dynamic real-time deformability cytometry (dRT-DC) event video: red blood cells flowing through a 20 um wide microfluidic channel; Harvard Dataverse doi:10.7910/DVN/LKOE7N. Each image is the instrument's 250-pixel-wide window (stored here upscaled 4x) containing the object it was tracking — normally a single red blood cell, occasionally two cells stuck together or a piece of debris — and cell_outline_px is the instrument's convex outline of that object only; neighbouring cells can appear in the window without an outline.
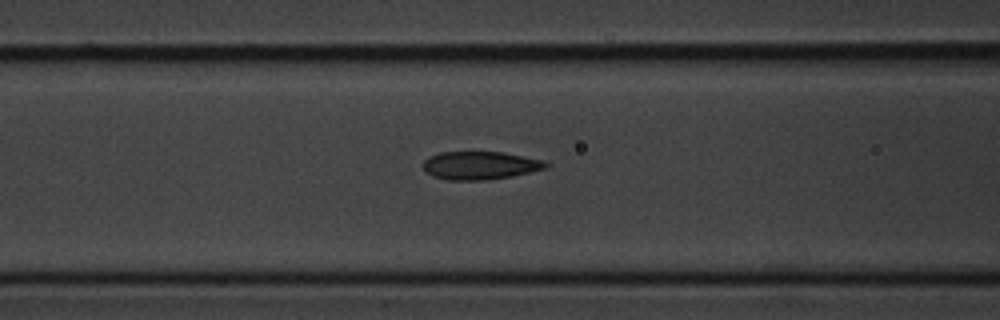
{"species": "common noctule bat (a hibernating species)", "species_latin": "Nyctalus noctula", "temperature_condition": "cold", "stored_images_in_passage": 5, "camera_frame_rate_fps": 3000, "um_per_image_px": 0.085, "animal": {"sex": "male", "body_mass_g": 20.1, "forearm_length_mm": 53.5}, "frame": {"image": 1, "passage_image": 5, "time_ms": 4.333, "image_size_px": [1000, 320], "cell_outline_px": [[548, 168], [512, 176], [484, 180], [448, 180], [432, 176], [424, 172], [424, 160], [440, 152], [504, 152], [544, 160], [548, 164]], "centroid_in_image_um": [40.82, 14.06], "position_along_channel_um": 125.8, "area_um2": 20.11}}